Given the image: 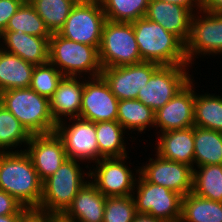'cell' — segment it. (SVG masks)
Listing matches in <instances>:
<instances>
[{"instance_id":"30bf717a","label":"cell","mask_w":222,"mask_h":222,"mask_svg":"<svg viewBox=\"0 0 222 222\" xmlns=\"http://www.w3.org/2000/svg\"><path fill=\"white\" fill-rule=\"evenodd\" d=\"M189 67V65H160L146 86L140 88L137 100L154 112L158 111L192 80L193 75L189 74Z\"/></svg>"},{"instance_id":"ffe728a7","label":"cell","mask_w":222,"mask_h":222,"mask_svg":"<svg viewBox=\"0 0 222 222\" xmlns=\"http://www.w3.org/2000/svg\"><path fill=\"white\" fill-rule=\"evenodd\" d=\"M83 89L84 77L64 76L59 82L49 98L51 114L57 124L67 118L79 117Z\"/></svg>"},{"instance_id":"6da1fadb","label":"cell","mask_w":222,"mask_h":222,"mask_svg":"<svg viewBox=\"0 0 222 222\" xmlns=\"http://www.w3.org/2000/svg\"><path fill=\"white\" fill-rule=\"evenodd\" d=\"M42 181L24 148L0 152V190L12 195L27 209H38Z\"/></svg>"},{"instance_id":"ba28073f","label":"cell","mask_w":222,"mask_h":222,"mask_svg":"<svg viewBox=\"0 0 222 222\" xmlns=\"http://www.w3.org/2000/svg\"><path fill=\"white\" fill-rule=\"evenodd\" d=\"M136 211L166 222H180L183 196L166 187L147 182L138 175L132 194Z\"/></svg>"},{"instance_id":"ac0fdd59","label":"cell","mask_w":222,"mask_h":222,"mask_svg":"<svg viewBox=\"0 0 222 222\" xmlns=\"http://www.w3.org/2000/svg\"><path fill=\"white\" fill-rule=\"evenodd\" d=\"M194 12L178 4L161 0H150L145 17L160 24L166 31L176 35L184 44L190 34Z\"/></svg>"},{"instance_id":"5bb4252c","label":"cell","mask_w":222,"mask_h":222,"mask_svg":"<svg viewBox=\"0 0 222 222\" xmlns=\"http://www.w3.org/2000/svg\"><path fill=\"white\" fill-rule=\"evenodd\" d=\"M159 64L140 63L102 68L100 76L118 100L137 99L140 88L146 86Z\"/></svg>"},{"instance_id":"603a6c76","label":"cell","mask_w":222,"mask_h":222,"mask_svg":"<svg viewBox=\"0 0 222 222\" xmlns=\"http://www.w3.org/2000/svg\"><path fill=\"white\" fill-rule=\"evenodd\" d=\"M34 68V64L0 48V93L30 88Z\"/></svg>"},{"instance_id":"f1b7e54d","label":"cell","mask_w":222,"mask_h":222,"mask_svg":"<svg viewBox=\"0 0 222 222\" xmlns=\"http://www.w3.org/2000/svg\"><path fill=\"white\" fill-rule=\"evenodd\" d=\"M192 192L199 197L222 202V164L195 167Z\"/></svg>"},{"instance_id":"52a82bcc","label":"cell","mask_w":222,"mask_h":222,"mask_svg":"<svg viewBox=\"0 0 222 222\" xmlns=\"http://www.w3.org/2000/svg\"><path fill=\"white\" fill-rule=\"evenodd\" d=\"M106 20L100 0H79L58 33L74 42L99 49Z\"/></svg>"},{"instance_id":"5b68a950","label":"cell","mask_w":222,"mask_h":222,"mask_svg":"<svg viewBox=\"0 0 222 222\" xmlns=\"http://www.w3.org/2000/svg\"><path fill=\"white\" fill-rule=\"evenodd\" d=\"M49 62L64 76L94 78L102 72L97 47L74 42L59 33L49 39Z\"/></svg>"},{"instance_id":"8d00e7d4","label":"cell","mask_w":222,"mask_h":222,"mask_svg":"<svg viewBox=\"0 0 222 222\" xmlns=\"http://www.w3.org/2000/svg\"><path fill=\"white\" fill-rule=\"evenodd\" d=\"M22 3V0H0V34L6 29L10 18Z\"/></svg>"},{"instance_id":"e0dca14e","label":"cell","mask_w":222,"mask_h":222,"mask_svg":"<svg viewBox=\"0 0 222 222\" xmlns=\"http://www.w3.org/2000/svg\"><path fill=\"white\" fill-rule=\"evenodd\" d=\"M192 79L169 102L155 112L156 133L194 126L195 85Z\"/></svg>"},{"instance_id":"836d02e7","label":"cell","mask_w":222,"mask_h":222,"mask_svg":"<svg viewBox=\"0 0 222 222\" xmlns=\"http://www.w3.org/2000/svg\"><path fill=\"white\" fill-rule=\"evenodd\" d=\"M64 75L50 62L35 65L30 88L48 99L54 94Z\"/></svg>"},{"instance_id":"e575fe53","label":"cell","mask_w":222,"mask_h":222,"mask_svg":"<svg viewBox=\"0 0 222 222\" xmlns=\"http://www.w3.org/2000/svg\"><path fill=\"white\" fill-rule=\"evenodd\" d=\"M136 214L133 196L106 197L103 222H133Z\"/></svg>"},{"instance_id":"60d3db41","label":"cell","mask_w":222,"mask_h":222,"mask_svg":"<svg viewBox=\"0 0 222 222\" xmlns=\"http://www.w3.org/2000/svg\"><path fill=\"white\" fill-rule=\"evenodd\" d=\"M133 222H166V221L159 218H155L149 214L137 213Z\"/></svg>"},{"instance_id":"b9f144b4","label":"cell","mask_w":222,"mask_h":222,"mask_svg":"<svg viewBox=\"0 0 222 222\" xmlns=\"http://www.w3.org/2000/svg\"><path fill=\"white\" fill-rule=\"evenodd\" d=\"M23 214L0 215V222H19Z\"/></svg>"},{"instance_id":"7a4b0ae2","label":"cell","mask_w":222,"mask_h":222,"mask_svg":"<svg viewBox=\"0 0 222 222\" xmlns=\"http://www.w3.org/2000/svg\"><path fill=\"white\" fill-rule=\"evenodd\" d=\"M131 23L142 61L159 65H189L185 44L176 35L146 17Z\"/></svg>"},{"instance_id":"d6986e66","label":"cell","mask_w":222,"mask_h":222,"mask_svg":"<svg viewBox=\"0 0 222 222\" xmlns=\"http://www.w3.org/2000/svg\"><path fill=\"white\" fill-rule=\"evenodd\" d=\"M49 39L21 30L3 31L0 34V48L34 65H43L49 62Z\"/></svg>"},{"instance_id":"d590c367","label":"cell","mask_w":222,"mask_h":222,"mask_svg":"<svg viewBox=\"0 0 222 222\" xmlns=\"http://www.w3.org/2000/svg\"><path fill=\"white\" fill-rule=\"evenodd\" d=\"M27 210L12 195L0 190V215L24 214Z\"/></svg>"},{"instance_id":"8fae6325","label":"cell","mask_w":222,"mask_h":222,"mask_svg":"<svg viewBox=\"0 0 222 222\" xmlns=\"http://www.w3.org/2000/svg\"><path fill=\"white\" fill-rule=\"evenodd\" d=\"M216 54L222 55V13L197 11L191 18L190 34L185 43L188 64L192 67L195 58Z\"/></svg>"},{"instance_id":"484cf974","label":"cell","mask_w":222,"mask_h":222,"mask_svg":"<svg viewBox=\"0 0 222 222\" xmlns=\"http://www.w3.org/2000/svg\"><path fill=\"white\" fill-rule=\"evenodd\" d=\"M222 164V132L194 126V168Z\"/></svg>"},{"instance_id":"f546056e","label":"cell","mask_w":222,"mask_h":222,"mask_svg":"<svg viewBox=\"0 0 222 222\" xmlns=\"http://www.w3.org/2000/svg\"><path fill=\"white\" fill-rule=\"evenodd\" d=\"M43 19L51 34L58 33L64 26L72 8L79 0H28Z\"/></svg>"},{"instance_id":"74e56055","label":"cell","mask_w":222,"mask_h":222,"mask_svg":"<svg viewBox=\"0 0 222 222\" xmlns=\"http://www.w3.org/2000/svg\"><path fill=\"white\" fill-rule=\"evenodd\" d=\"M56 216L38 211L37 209H28L20 218L19 222H52Z\"/></svg>"},{"instance_id":"7bdbcfd3","label":"cell","mask_w":222,"mask_h":222,"mask_svg":"<svg viewBox=\"0 0 222 222\" xmlns=\"http://www.w3.org/2000/svg\"><path fill=\"white\" fill-rule=\"evenodd\" d=\"M52 222H68V221H65L62 217H55Z\"/></svg>"},{"instance_id":"8992f818","label":"cell","mask_w":222,"mask_h":222,"mask_svg":"<svg viewBox=\"0 0 222 222\" xmlns=\"http://www.w3.org/2000/svg\"><path fill=\"white\" fill-rule=\"evenodd\" d=\"M98 50L102 68L142 62L135 32L130 22L106 20Z\"/></svg>"},{"instance_id":"7c38bea8","label":"cell","mask_w":222,"mask_h":222,"mask_svg":"<svg viewBox=\"0 0 222 222\" xmlns=\"http://www.w3.org/2000/svg\"><path fill=\"white\" fill-rule=\"evenodd\" d=\"M67 120H69V123ZM67 120L58 123L55 129V132L63 141L67 157L80 160L83 163L89 161L88 164L98 162L96 123L80 117Z\"/></svg>"},{"instance_id":"d6a6232c","label":"cell","mask_w":222,"mask_h":222,"mask_svg":"<svg viewBox=\"0 0 222 222\" xmlns=\"http://www.w3.org/2000/svg\"><path fill=\"white\" fill-rule=\"evenodd\" d=\"M150 0H100L106 19L133 22L145 17Z\"/></svg>"},{"instance_id":"1f68e13d","label":"cell","mask_w":222,"mask_h":222,"mask_svg":"<svg viewBox=\"0 0 222 222\" xmlns=\"http://www.w3.org/2000/svg\"><path fill=\"white\" fill-rule=\"evenodd\" d=\"M18 30L43 38H50L52 35L29 1L21 4L4 31Z\"/></svg>"},{"instance_id":"4316f807","label":"cell","mask_w":222,"mask_h":222,"mask_svg":"<svg viewBox=\"0 0 222 222\" xmlns=\"http://www.w3.org/2000/svg\"><path fill=\"white\" fill-rule=\"evenodd\" d=\"M180 222H222V202L190 192L182 198Z\"/></svg>"},{"instance_id":"277c9868","label":"cell","mask_w":222,"mask_h":222,"mask_svg":"<svg viewBox=\"0 0 222 222\" xmlns=\"http://www.w3.org/2000/svg\"><path fill=\"white\" fill-rule=\"evenodd\" d=\"M0 104L10 111L31 135L55 132L47 97L31 88L9 89L0 93Z\"/></svg>"},{"instance_id":"d4e9b609","label":"cell","mask_w":222,"mask_h":222,"mask_svg":"<svg viewBox=\"0 0 222 222\" xmlns=\"http://www.w3.org/2000/svg\"><path fill=\"white\" fill-rule=\"evenodd\" d=\"M117 121L126 132L143 133L155 127V112L137 99L119 100Z\"/></svg>"},{"instance_id":"4dcf8cb0","label":"cell","mask_w":222,"mask_h":222,"mask_svg":"<svg viewBox=\"0 0 222 222\" xmlns=\"http://www.w3.org/2000/svg\"><path fill=\"white\" fill-rule=\"evenodd\" d=\"M31 136L21 122L0 104V152H13L21 145L27 146Z\"/></svg>"},{"instance_id":"f35d334b","label":"cell","mask_w":222,"mask_h":222,"mask_svg":"<svg viewBox=\"0 0 222 222\" xmlns=\"http://www.w3.org/2000/svg\"><path fill=\"white\" fill-rule=\"evenodd\" d=\"M164 2H169L172 4H178L187 9L192 10L194 13L202 10L204 5V0H161Z\"/></svg>"},{"instance_id":"cb8c5ba5","label":"cell","mask_w":222,"mask_h":222,"mask_svg":"<svg viewBox=\"0 0 222 222\" xmlns=\"http://www.w3.org/2000/svg\"><path fill=\"white\" fill-rule=\"evenodd\" d=\"M125 133L130 135L118 121H102L96 123V139L99 160L102 158H120L128 156Z\"/></svg>"},{"instance_id":"2e32d148","label":"cell","mask_w":222,"mask_h":222,"mask_svg":"<svg viewBox=\"0 0 222 222\" xmlns=\"http://www.w3.org/2000/svg\"><path fill=\"white\" fill-rule=\"evenodd\" d=\"M24 150L42 182L68 158L63 141L56 132L32 135Z\"/></svg>"},{"instance_id":"4fadbf2b","label":"cell","mask_w":222,"mask_h":222,"mask_svg":"<svg viewBox=\"0 0 222 222\" xmlns=\"http://www.w3.org/2000/svg\"><path fill=\"white\" fill-rule=\"evenodd\" d=\"M139 166V174L150 183L166 187L183 197L193 188V168L191 166L167 160L155 153V158Z\"/></svg>"},{"instance_id":"ab89813d","label":"cell","mask_w":222,"mask_h":222,"mask_svg":"<svg viewBox=\"0 0 222 222\" xmlns=\"http://www.w3.org/2000/svg\"><path fill=\"white\" fill-rule=\"evenodd\" d=\"M202 10L206 13H222V0H204Z\"/></svg>"},{"instance_id":"9a60e30c","label":"cell","mask_w":222,"mask_h":222,"mask_svg":"<svg viewBox=\"0 0 222 222\" xmlns=\"http://www.w3.org/2000/svg\"><path fill=\"white\" fill-rule=\"evenodd\" d=\"M119 100L101 77L84 78L80 118L94 123L117 121Z\"/></svg>"},{"instance_id":"7402d4cb","label":"cell","mask_w":222,"mask_h":222,"mask_svg":"<svg viewBox=\"0 0 222 222\" xmlns=\"http://www.w3.org/2000/svg\"><path fill=\"white\" fill-rule=\"evenodd\" d=\"M106 197L88 181L61 216L68 222H103Z\"/></svg>"},{"instance_id":"83f0119b","label":"cell","mask_w":222,"mask_h":222,"mask_svg":"<svg viewBox=\"0 0 222 222\" xmlns=\"http://www.w3.org/2000/svg\"><path fill=\"white\" fill-rule=\"evenodd\" d=\"M194 126L222 132V95L195 91Z\"/></svg>"},{"instance_id":"3957f363","label":"cell","mask_w":222,"mask_h":222,"mask_svg":"<svg viewBox=\"0 0 222 222\" xmlns=\"http://www.w3.org/2000/svg\"><path fill=\"white\" fill-rule=\"evenodd\" d=\"M79 162L67 158L54 174L43 181L38 211L56 217L66 212L78 191L90 181L89 171H84Z\"/></svg>"},{"instance_id":"44dd1931","label":"cell","mask_w":222,"mask_h":222,"mask_svg":"<svg viewBox=\"0 0 222 222\" xmlns=\"http://www.w3.org/2000/svg\"><path fill=\"white\" fill-rule=\"evenodd\" d=\"M156 154L194 169V126L158 134Z\"/></svg>"},{"instance_id":"9c48e42d","label":"cell","mask_w":222,"mask_h":222,"mask_svg":"<svg viewBox=\"0 0 222 222\" xmlns=\"http://www.w3.org/2000/svg\"><path fill=\"white\" fill-rule=\"evenodd\" d=\"M127 158L129 156L102 158L91 165L92 167L90 166L89 168L88 164L84 167H87V170L89 169L90 182L105 197L132 196L137 181L136 177L139 175V167L137 170L134 169L135 171H132L129 165L127 166Z\"/></svg>"}]
</instances>
